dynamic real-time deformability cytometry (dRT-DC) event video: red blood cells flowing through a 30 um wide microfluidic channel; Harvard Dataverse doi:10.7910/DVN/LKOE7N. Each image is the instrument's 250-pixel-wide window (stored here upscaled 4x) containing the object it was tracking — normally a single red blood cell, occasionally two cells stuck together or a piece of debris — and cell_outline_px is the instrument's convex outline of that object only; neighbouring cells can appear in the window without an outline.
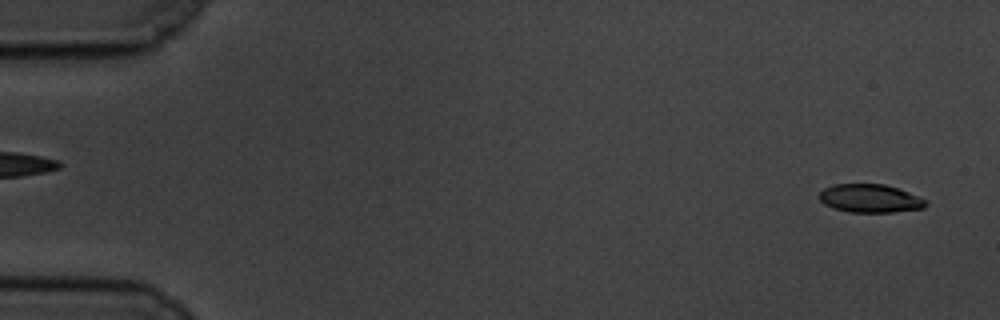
{"species": "common noctule bat (a hibernating species)", "species_latin": "Nyctalus noctula", "temperature_condition": "cold", "stored_images_in_passage": 57, "camera_frame_rate_fps": 3000, "um_per_image_px": 0.085, "animal": {"sex": "male", "body_mass_g": 19.5, "forearm_length_mm": 54.6}, "frame": {"image": 1, "passage_image": 2, "time_ms": 0.333, "image_size_px": [1000, 320], "cell_outline_px": [[928, 204], [924, 208], [892, 212], [848, 212], [832, 208], [824, 204], [820, 200], [820, 192], [824, 188], [832, 184], [884, 184], [908, 192], [928, 200]], "centroid_in_image_um": [73.96, 16.87], "position_along_channel_um": 11.0, "area_um2": 17.63}}
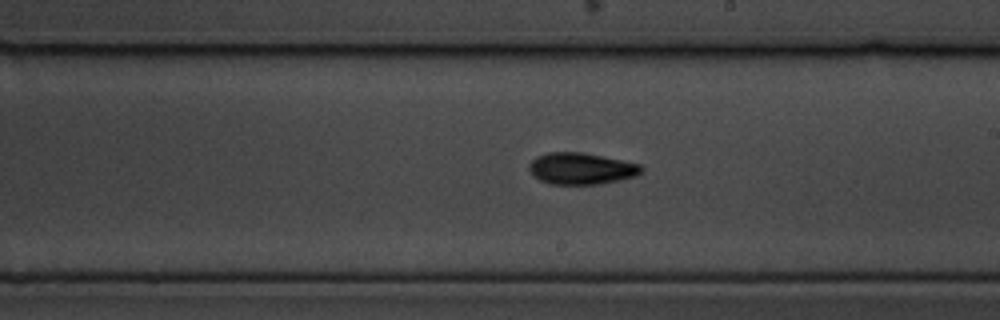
{"frame": {"image": 2, "passage_image": 33, "time_ms": 10.667, "image_size_px": [1000, 320], "cell_outline_px": [[644, 172], [636, 176], [620, 180], [600, 184], [548, 184], [540, 180], [528, 168], [528, 164], [536, 156], [548, 152], [580, 152], [640, 164], [644, 168]], "centroid_in_image_um": [49.42, 14.33], "position_along_channel_um": 239.6, "area_um2": 20.63}}
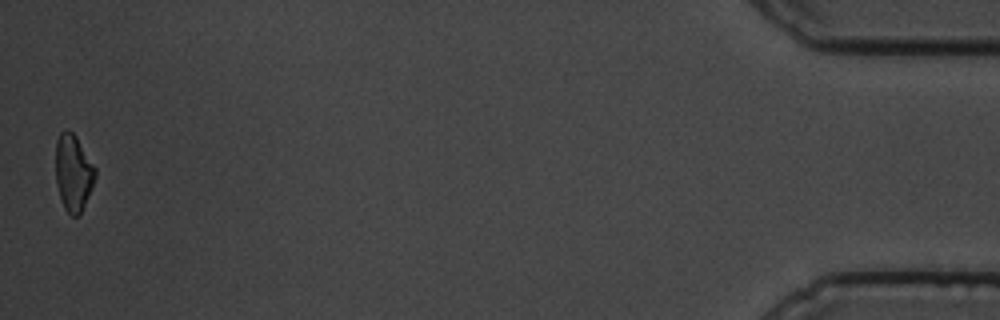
{"frame": {"image": 3, "passage_image": 57, "time_ms": 18.667, "image_size_px": [1000, 320], "cell_outline_px": [[96, 176], [80, 216], [72, 216], [64, 208], [60, 196], [56, 180], [56, 140], [60, 132], [68, 128], [76, 136], [96, 168]], "centroid_in_image_um": [6.23, 14.66], "position_along_channel_um": 429.0, "area_um2": 17.63}, "authors_computed_cell_mechanics": {"area_um2": 19.1318, "velocity_mm_per_s": 3.4819, "shape_relaxation_time_tau1_ms": 3.3525, "shape_relaxation_time_tau2_ms": 3.2566, "deformation_change_tau1": 0.1411, "deformation_change_tau2": 0.1003}}